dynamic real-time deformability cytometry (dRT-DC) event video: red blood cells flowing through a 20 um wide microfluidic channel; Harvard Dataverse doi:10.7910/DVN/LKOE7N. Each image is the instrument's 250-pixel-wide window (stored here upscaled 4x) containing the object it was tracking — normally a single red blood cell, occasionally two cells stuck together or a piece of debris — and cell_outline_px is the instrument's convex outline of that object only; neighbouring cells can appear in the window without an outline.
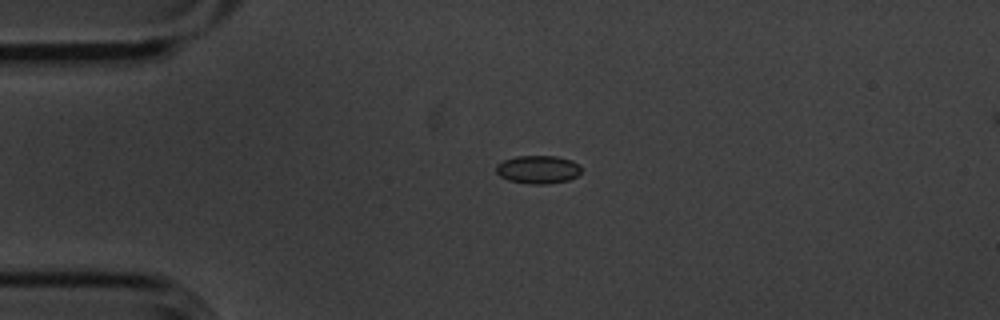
{"species": "common noctule bat (a hibernating species)", "species_latin": "Nyctalus noctula", "temperature_condition": "cold", "stored_images_in_passage": 54, "camera_frame_rate_fps": 3000, "um_per_image_px": 0.085, "animal": {"sex": "male", "body_mass_g": 20.1, "forearm_length_mm": 53.5}, "frame": {"image": 1, "passage_image": 12, "time_ms": 3.667, "image_size_px": [1000, 320], "cell_outline_px": [[580, 172], [576, 176], [568, 180], [548, 184], [532, 184], [508, 180], [500, 176], [496, 172], [496, 164], [504, 160], [516, 156], [556, 156], [572, 160], [580, 164]], "centroid_in_image_um": [45.73, 14.4], "position_along_channel_um": 39.3, "area_um2": 13.99}}
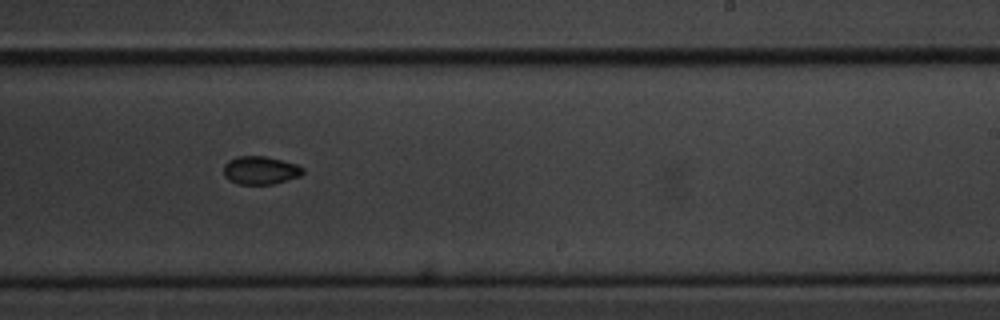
{"frame": {"image": 2, "passage_image": 33, "time_ms": 10.667, "image_size_px": [1000, 320], "cell_outline_px": [[304, 172], [300, 176], [272, 184], [236, 184], [228, 180], [224, 176], [224, 164], [228, 160], [236, 156], [264, 156], [296, 164], [304, 168]], "centroid_in_image_um": [22.1, 14.48], "position_along_channel_um": 266.9, "area_um2": 13.01}}
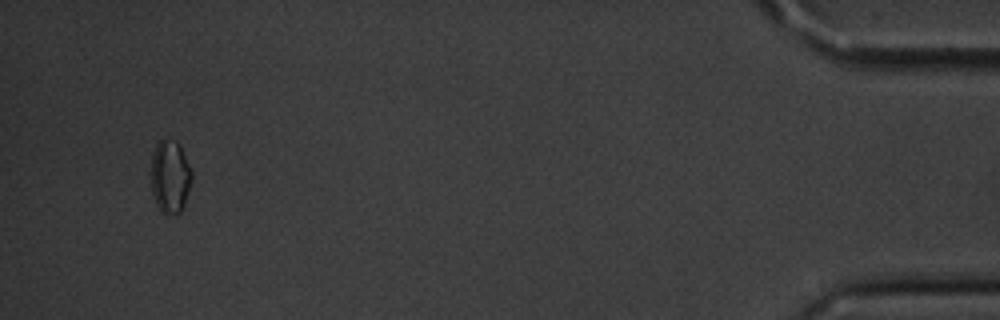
{"frame": {"image": 3, "passage_image": 52, "time_ms": 17.0, "image_size_px": [1000, 320], "cell_outline_px": [[192, 180], [184, 208], [176, 216], [160, 212], [156, 204], [152, 192], [152, 156], [156, 144], [164, 136], [176, 140], [180, 144], [192, 172]], "centroid_in_image_um": [14.48, 15.01], "position_along_channel_um": 420.7, "area_um2": 17.74}, "authors_computed_cell_mechanics": {"area_um2": 13.6408, "velocity_mm_per_s": 3.6285, "shape_relaxation_time_tau1_ms": 4.115, "shape_relaxation_time_tau2_ms": 6.6205, "deformation_change_tau1": 0.07, "deformation_change_tau2": 0.0815}}